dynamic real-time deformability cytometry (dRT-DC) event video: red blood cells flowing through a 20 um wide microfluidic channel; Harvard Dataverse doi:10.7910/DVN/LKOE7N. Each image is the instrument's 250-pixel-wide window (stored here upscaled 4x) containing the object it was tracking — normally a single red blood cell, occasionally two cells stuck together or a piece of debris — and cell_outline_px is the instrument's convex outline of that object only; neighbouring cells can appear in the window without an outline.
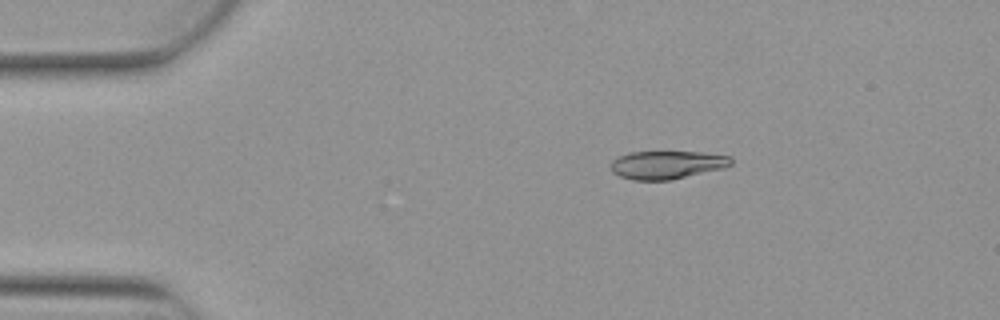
{"species": "Egyptian fruit bat (a non-hibernating species)", "species_latin": "Rousettus aegyptiacus", "temperature_condition": "warm", "stored_images_in_passage": 7, "camera_frame_rate_fps": 3000, "um_per_image_px": 0.085, "animal": {"sex": "female"}, "frame": {"image": 1, "passage_image": 2, "time_ms": 0.333, "image_size_px": [1000, 320], "cell_outline_px": [[732, 164], [724, 168], [672, 180], [632, 180], [620, 176], [612, 172], [612, 160], [628, 152], [700, 152], [732, 156]], "centroid_in_image_um": [56.72, 14.01], "position_along_channel_um": 28.3, "area_um2": 19.77}}
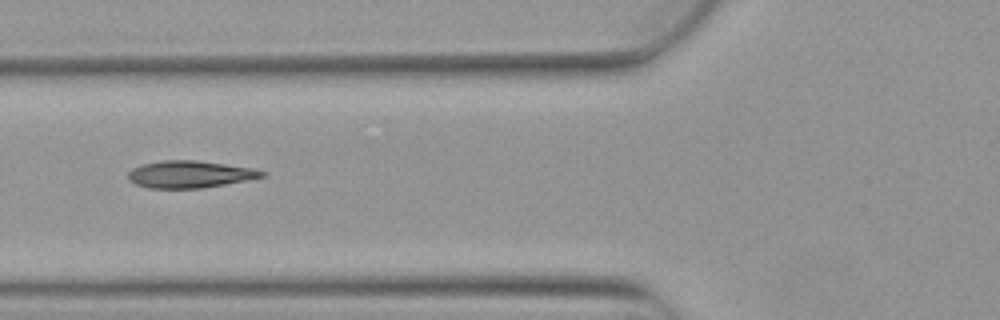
{"frame": {"image": 2, "passage_image": 5, "time_ms": 1.333, "image_size_px": [1000, 320], "cell_outline_px": [[264, 176], [224, 184], [200, 188], [148, 188], [136, 184], [128, 180], [128, 172], [132, 168], [140, 164], [160, 160], [196, 160], [256, 168], [264, 172]], "centroid_in_image_um": [16.07, 14.8], "position_along_channel_um": 109.7, "area_um2": 21.1}}
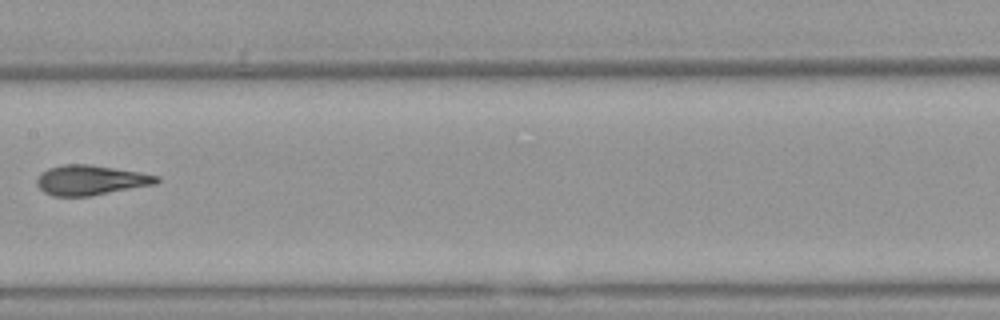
{"frame": {"image": 3, "passage_image": 7, "time_ms": 2.0, "image_size_px": [1000, 320], "cell_outline_px": [[160, 180], [156, 184], [88, 196], [52, 196], [44, 192], [36, 184], [36, 180], [40, 172], [48, 168], [64, 164], [88, 164], [140, 172], [160, 176]], "centroid_in_image_um": [7.68, 15.3], "position_along_channel_um": 199.7, "area_um2": 20.87}}